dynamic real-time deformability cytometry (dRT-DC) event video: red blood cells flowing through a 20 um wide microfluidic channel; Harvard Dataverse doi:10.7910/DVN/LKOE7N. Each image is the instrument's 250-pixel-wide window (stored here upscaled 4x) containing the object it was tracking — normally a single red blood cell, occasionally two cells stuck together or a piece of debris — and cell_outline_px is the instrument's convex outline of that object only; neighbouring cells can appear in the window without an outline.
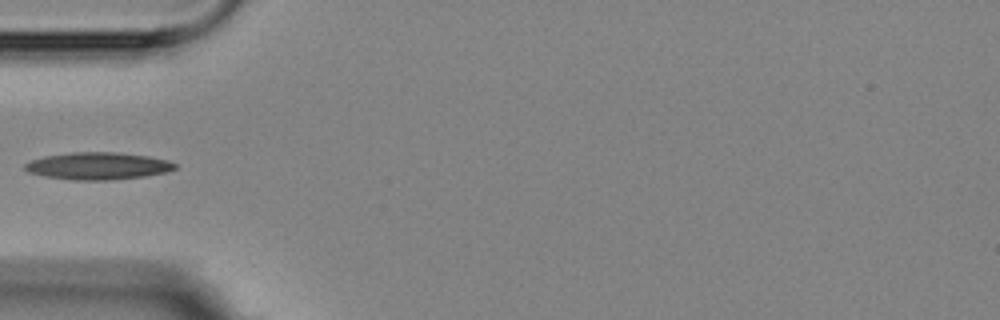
{"species": "Egyptian fruit bat (a non-hibernating species)", "species_latin": "Rousettus aegyptiacus", "temperature_condition": "room temperature", "stored_images_in_passage": 6, "camera_frame_rate_fps": 3000, "um_per_image_px": 0.085, "animal": {"sex": "female"}, "frame": {"image": 1, "passage_image": 6, "time_ms": 5.667, "image_size_px": [1000, 320], "cell_outline_px": [[176, 168], [164, 172], [144, 176], [112, 180], [72, 180], [44, 176], [28, 172], [24, 168], [24, 164], [32, 160], [44, 156], [72, 152], [116, 152], [148, 156], [168, 160], [176, 164]], "centroid_in_image_um": [8.3, 14.1], "position_along_channel_um": 76.7, "area_um2": 23.76}}